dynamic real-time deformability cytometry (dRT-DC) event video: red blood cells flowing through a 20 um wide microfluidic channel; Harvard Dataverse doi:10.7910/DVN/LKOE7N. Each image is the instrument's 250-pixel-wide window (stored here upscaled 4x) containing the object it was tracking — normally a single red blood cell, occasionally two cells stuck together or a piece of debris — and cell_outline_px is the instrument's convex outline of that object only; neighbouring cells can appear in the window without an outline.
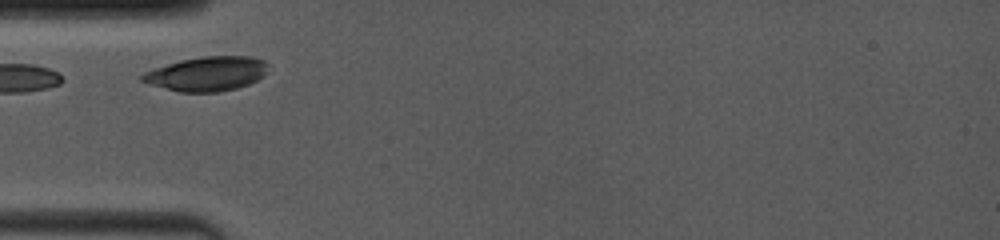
{"species": "common noctule bat (a hibernating species)", "species_latin": "Nyctalus noctula", "temperature_condition": "room temperature", "stored_images_in_passage": 6, "camera_frame_rate_fps": 4000, "um_per_image_px": 0.085, "animal": {"sex": "female", "body_mass_g": 19.0, "forearm_length_mm": 53.3}, "frame": {"image": 1, "passage_image": 1, "time_ms": 0.0, "image_size_px": [1000, 240], "cell_outline_px": [[268, 72], [264, 76], [248, 84], [236, 88], [220, 92], [180, 92], [148, 84], [140, 80], [140, 76], [144, 72], [152, 68], [180, 60], [200, 56], [252, 56], [264, 60], [268, 64]], "centroid_in_image_um": [17.58, 6.26], "position_along_channel_um": 67.4, "area_um2": 25.55}}
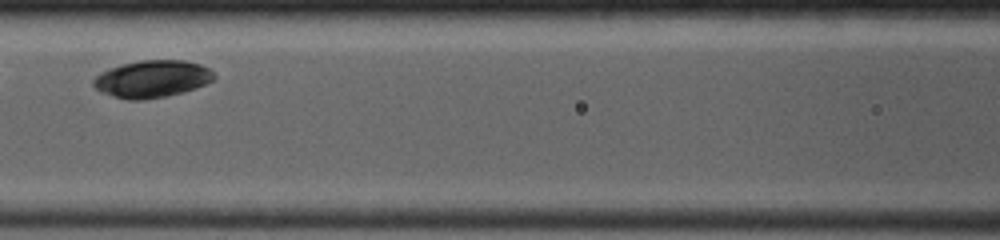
{"frame": {"image": 2, "passage_image": 3, "time_ms": 2.25, "image_size_px": [1000, 240], "cell_outline_px": [[216, 76], [212, 80], [196, 88], [164, 96], [144, 100], [128, 100], [112, 96], [100, 92], [92, 84], [92, 80], [100, 72], [108, 68], [120, 64], [140, 60], [184, 60], [200, 64], [208, 68]], "centroid_in_image_um": [12.87, 6.7], "position_along_channel_um": 153.7, "area_um2": 26.18}}
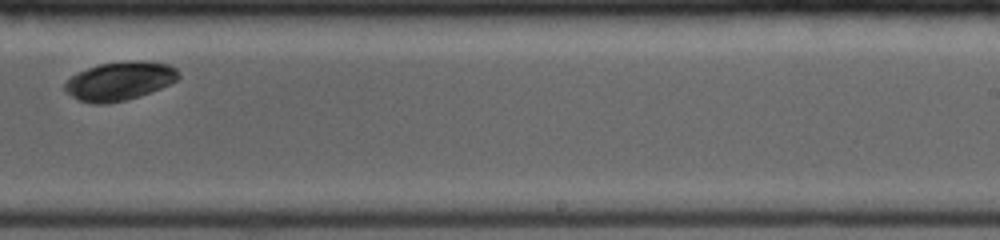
{"frame": {"image": 3, "passage_image": 6, "time_ms": 5.5, "image_size_px": [1000, 240], "cell_outline_px": [[180, 76], [176, 80], [160, 88], [140, 96], [108, 104], [92, 104], [80, 100], [64, 92], [64, 84], [72, 76], [88, 68], [100, 64], [136, 60], [140, 60], [168, 64], [176, 68], [180, 72]], "centroid_in_image_um": [10.17, 6.89], "position_along_channel_um": 278.8, "area_um2": 25.43}}